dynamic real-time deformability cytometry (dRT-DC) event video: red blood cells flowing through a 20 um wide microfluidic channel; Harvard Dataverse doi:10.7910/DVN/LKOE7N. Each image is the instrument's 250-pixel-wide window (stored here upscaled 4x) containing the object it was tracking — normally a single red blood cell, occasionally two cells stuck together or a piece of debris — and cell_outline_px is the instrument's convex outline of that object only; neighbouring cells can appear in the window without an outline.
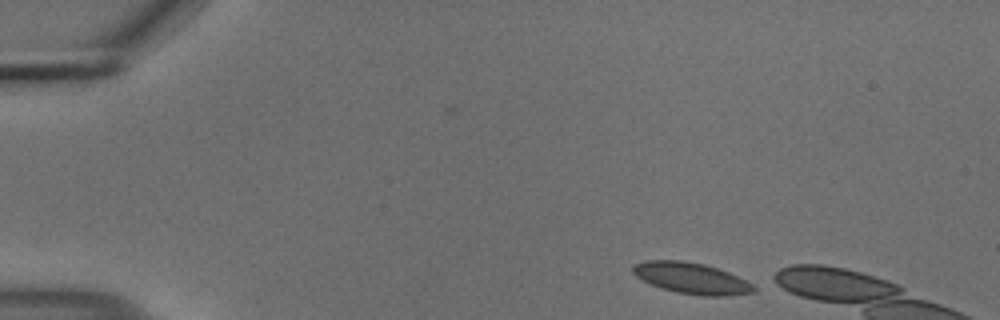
{"species": "common noctule bat (a hibernating species)", "species_latin": "Nyctalus noctula", "temperature_condition": "cold", "stored_images_in_passage": 3, "camera_frame_rate_fps": 3000, "um_per_image_px": 0.085, "animal": {"sex": "male", "body_mass_g": 18.8}, "frame": {"image": 1, "passage_image": 3, "time_ms": 0.667, "image_size_px": [1000, 320], "cell_outline_px": [[756, 288], [752, 292], [728, 296], [700, 296], [676, 292], [660, 288], [636, 276], [632, 272], [632, 268], [636, 264], [644, 260], [684, 260], [704, 264], [728, 272], [752, 284]], "centroid_in_image_um": [58.75, 23.65], "position_along_channel_um": 26.3, "area_um2": 21.79}}